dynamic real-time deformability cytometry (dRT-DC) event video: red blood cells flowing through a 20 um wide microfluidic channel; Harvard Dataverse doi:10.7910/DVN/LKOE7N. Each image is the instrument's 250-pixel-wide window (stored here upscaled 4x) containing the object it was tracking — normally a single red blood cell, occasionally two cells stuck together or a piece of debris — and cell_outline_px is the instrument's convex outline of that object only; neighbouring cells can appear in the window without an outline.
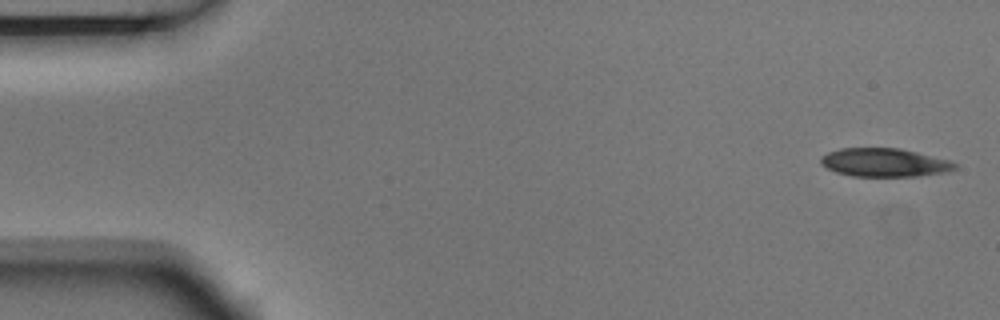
{"species": "Egyptian fruit bat (a non-hibernating species)", "species_latin": "Rousettus aegyptiacus", "temperature_condition": "room temperature", "stored_images_in_passage": 5, "camera_frame_rate_fps": 3000, "um_per_image_px": 0.085, "animal": {"sex": "male"}, "frame": {"image": 1, "passage_image": 1, "time_ms": 0.0, "image_size_px": [1000, 320], "cell_outline_px": [[956, 168], [948, 172], [916, 176], [852, 176], [836, 172], [820, 164], [820, 160], [828, 152], [840, 148], [900, 148], [952, 160], [956, 164]], "centroid_in_image_um": [75.21, 13.81], "position_along_channel_um": 9.8, "area_um2": 22.25}}
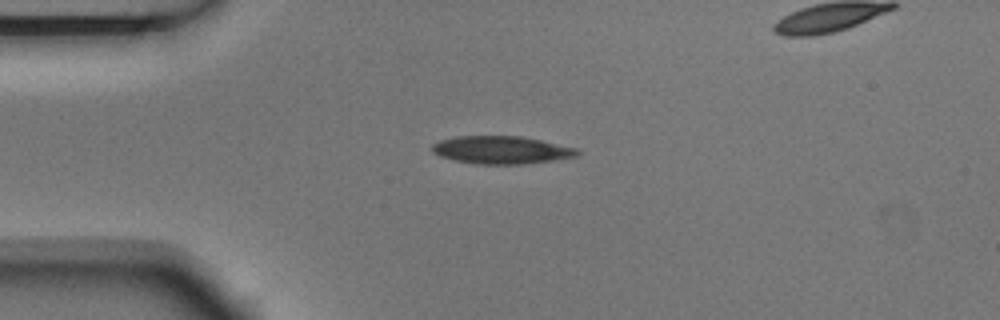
{"frame": {"image": 2, "passage_image": 4, "time_ms": 1.0, "image_size_px": [1000, 320], "cell_outline_px": [[580, 152], [576, 156], [552, 160], [520, 164], [476, 164], [456, 160], [440, 156], [432, 152], [432, 144], [440, 140], [456, 136], [520, 136], [540, 140], [576, 148]], "centroid_in_image_um": [42.58, 12.74], "position_along_channel_um": 42.4, "area_um2": 23.24}}